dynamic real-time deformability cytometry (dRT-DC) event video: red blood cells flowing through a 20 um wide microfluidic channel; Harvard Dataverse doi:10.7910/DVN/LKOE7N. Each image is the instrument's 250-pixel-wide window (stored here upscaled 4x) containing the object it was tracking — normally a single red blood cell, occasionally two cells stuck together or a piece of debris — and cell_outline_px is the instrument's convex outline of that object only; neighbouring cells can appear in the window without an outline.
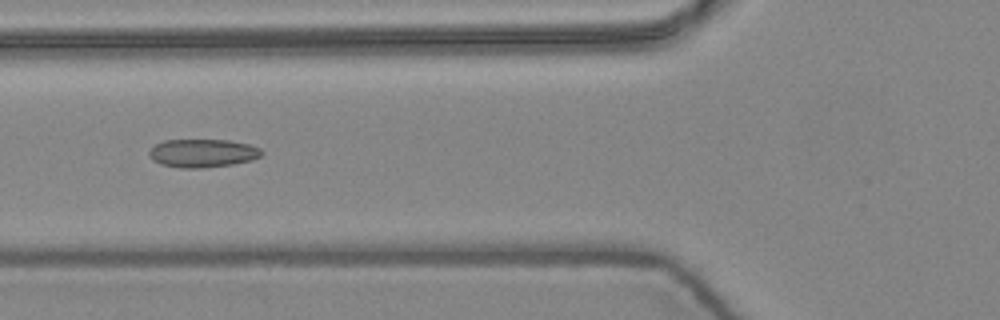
{"species": "common noctule bat (a hibernating species)", "species_latin": "Nyctalus noctula", "temperature_condition": "warm", "stored_images_in_passage": 5, "camera_frame_rate_fps": 3000, "um_per_image_px": 0.085, "animal": {"sex": "female", "body_mass_g": 24.6, "forearm_length_mm": 56.2}, "frame": {"image": 1, "passage_image": 5, "time_ms": 1.333, "image_size_px": [1000, 320], "cell_outline_px": [[264, 152], [260, 156], [252, 160], [232, 164], [200, 168], [180, 168], [160, 164], [152, 160], [148, 152], [156, 144], [164, 140], [228, 140], [248, 144], [260, 148]], "centroid_in_image_um": [17.22, 13.02], "position_along_channel_um": 108.6, "area_um2": 18.5}}